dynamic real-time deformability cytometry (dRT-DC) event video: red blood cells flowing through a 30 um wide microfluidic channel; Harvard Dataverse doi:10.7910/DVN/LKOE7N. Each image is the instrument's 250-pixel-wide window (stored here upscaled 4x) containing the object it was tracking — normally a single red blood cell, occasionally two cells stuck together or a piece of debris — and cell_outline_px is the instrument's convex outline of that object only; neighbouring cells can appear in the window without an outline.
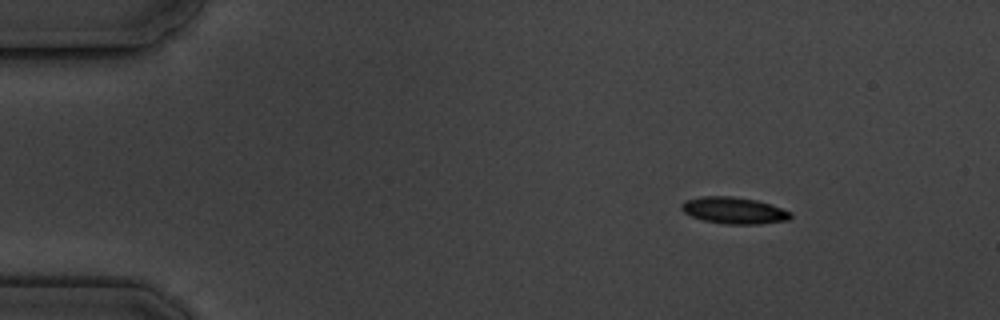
{"species": "common noctule bat (a hibernating species)", "species_latin": "Nyctalus noctula", "temperature_condition": "cold", "stored_images_in_passage": 10, "camera_frame_rate_fps": 3000, "um_per_image_px": 0.085, "animal": {"sex": "male", "body_mass_g": 19.5, "forearm_length_mm": 54.6}, "frame": {"image": 1, "passage_image": 1, "time_ms": 0.0, "image_size_px": [1000, 320], "cell_outline_px": [[792, 216], [788, 220], [760, 224], [728, 224], [704, 220], [692, 216], [684, 212], [680, 208], [680, 204], [688, 200], [700, 196], [732, 196], [756, 200], [792, 212]], "centroid_in_image_um": [62.38, 17.89], "position_along_channel_um": 22.6, "area_um2": 16.76}}